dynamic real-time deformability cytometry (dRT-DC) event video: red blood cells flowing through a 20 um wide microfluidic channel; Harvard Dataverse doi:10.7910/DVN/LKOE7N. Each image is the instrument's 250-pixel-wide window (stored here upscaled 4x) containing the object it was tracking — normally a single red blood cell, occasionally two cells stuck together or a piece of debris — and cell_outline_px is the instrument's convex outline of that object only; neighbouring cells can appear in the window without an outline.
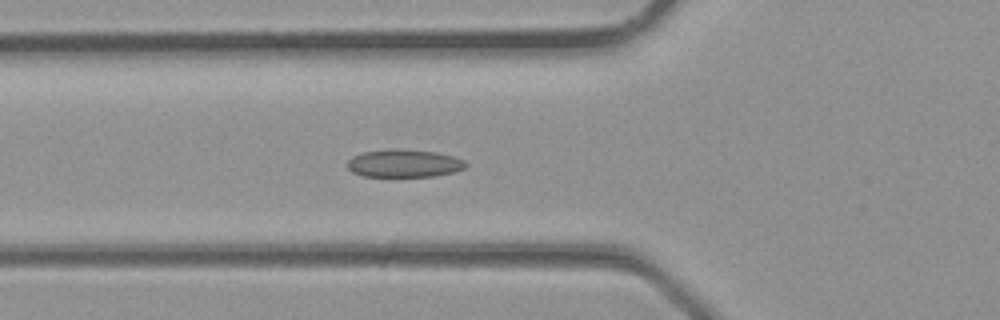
{"species": "common noctule bat (a hibernating species)", "species_latin": "Nyctalus noctula", "temperature_condition": "room temperature", "stored_images_in_passage": 34, "camera_frame_rate_fps": 3000, "um_per_image_px": 0.085, "animal": {"sex": "male", "body_mass_g": 23.1, "forearm_length_mm": 52.7}, "frame": {"image": 1, "passage_image": 12, "time_ms": 3.667, "image_size_px": [1000, 320], "cell_outline_px": [[468, 164], [464, 168], [452, 172], [436, 176], [364, 176], [352, 172], [348, 168], [348, 160], [352, 156], [360, 152], [396, 148], [400, 148], [436, 152], [452, 156], [464, 160]], "centroid_in_image_um": [34.33, 13.87], "position_along_channel_um": 91.5, "area_um2": 19.25}}
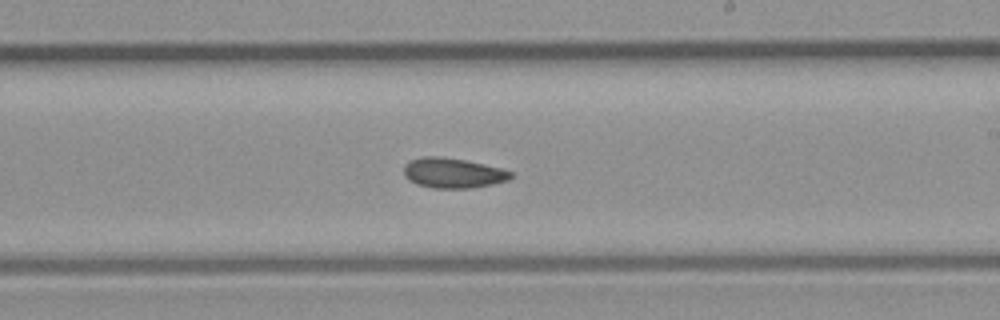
{"frame": {"image": 2, "passage_image": 20, "time_ms": 6.333, "image_size_px": [1000, 320], "cell_outline_px": [[512, 176], [508, 180], [492, 184], [472, 188], [432, 188], [416, 184], [408, 180], [404, 176], [404, 164], [408, 160], [424, 156], [440, 156], [464, 160], [500, 168], [512, 172]], "centroid_in_image_um": [38.44, 14.7], "position_along_channel_um": 250.6, "area_um2": 18.79}}
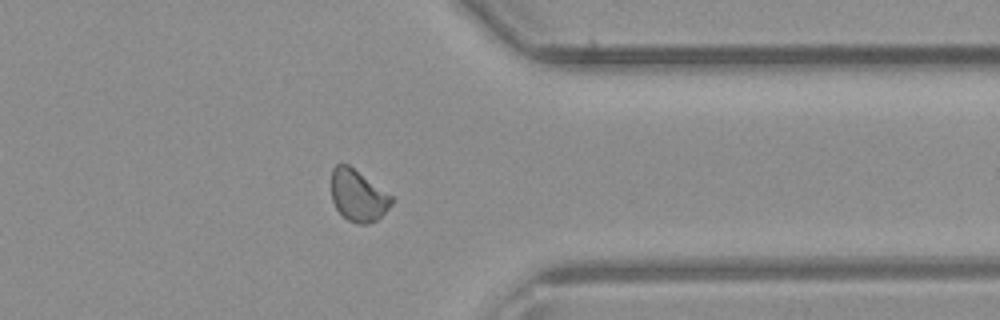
{"frame": {"image": 3, "passage_image": 27, "time_ms": 8.667, "image_size_px": [1000, 320], "cell_outline_px": [[396, 200], [376, 220], [368, 224], [356, 224], [348, 220], [336, 208], [332, 200], [332, 168], [336, 164], [348, 164], [392, 196]], "centroid_in_image_um": [30.43, 16.63], "position_along_channel_um": 381.0, "area_um2": 17.92}}